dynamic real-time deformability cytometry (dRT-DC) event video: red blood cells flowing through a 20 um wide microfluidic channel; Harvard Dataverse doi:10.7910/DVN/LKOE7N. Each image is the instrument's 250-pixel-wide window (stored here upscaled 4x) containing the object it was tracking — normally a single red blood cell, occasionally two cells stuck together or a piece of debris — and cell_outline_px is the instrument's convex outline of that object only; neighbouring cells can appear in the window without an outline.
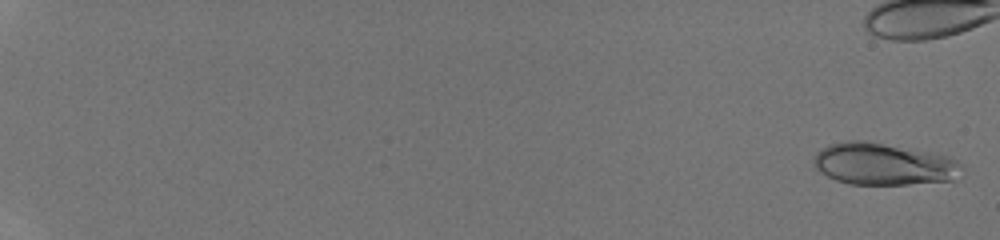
{"species": "human", "species_latin": "Homo sapiens", "temperature_condition": "room temperature", "stored_images_in_passage": 43, "camera_frame_rate_fps": 3000, "um_per_image_px": 0.085, "donor": {"sex": "male"}, "frame": {"image": 1, "passage_image": 2, "time_ms": 0.333, "image_size_px": [1000, 240], "cell_outline_px": [[964, 176], [956, 180], [908, 184], [848, 184], [836, 180], [820, 172], [816, 168], [812, 160], [816, 152], [828, 144], [848, 140], [860, 140], [928, 152], [948, 156], [956, 160], [964, 168]], "centroid_in_image_um": [75.13, 13.96], "position_along_channel_um": 9.9, "area_um2": 36.36}}
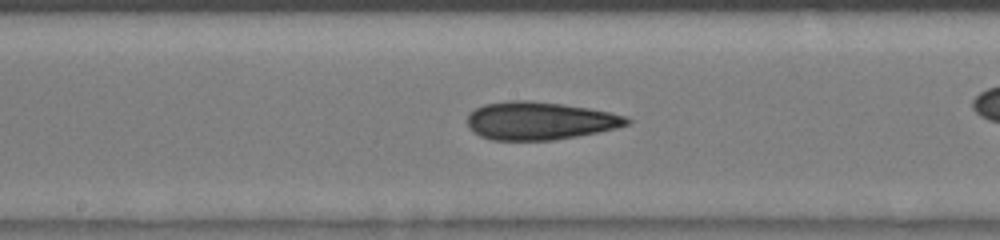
{"frame": {"image": 2, "passage_image": 29, "time_ms": 9.333, "image_size_px": [1000, 240], "cell_outline_px": [[632, 120], [628, 124], [616, 128], [556, 140], [492, 140], [480, 136], [472, 132], [468, 128], [468, 116], [476, 108], [484, 104], [512, 100], [528, 100], [560, 104], [588, 108], [628, 116]], "centroid_in_image_um": [45.86, 10.27], "position_along_channel_um": 202.3, "area_um2": 35.14}}
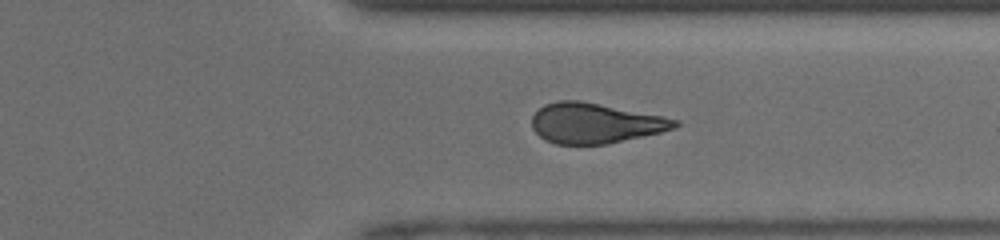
{"frame": {"image": 3, "passage_image": 39, "time_ms": 12.667, "image_size_px": [1000, 240], "cell_outline_px": [[680, 124], [676, 128], [660, 132], [604, 144], [556, 144], [544, 140], [532, 128], [532, 116], [544, 104], [560, 100], [580, 100], [680, 120]], "centroid_in_image_um": [50.55, 10.47], "position_along_channel_um": 360.9, "area_um2": 33.12}}